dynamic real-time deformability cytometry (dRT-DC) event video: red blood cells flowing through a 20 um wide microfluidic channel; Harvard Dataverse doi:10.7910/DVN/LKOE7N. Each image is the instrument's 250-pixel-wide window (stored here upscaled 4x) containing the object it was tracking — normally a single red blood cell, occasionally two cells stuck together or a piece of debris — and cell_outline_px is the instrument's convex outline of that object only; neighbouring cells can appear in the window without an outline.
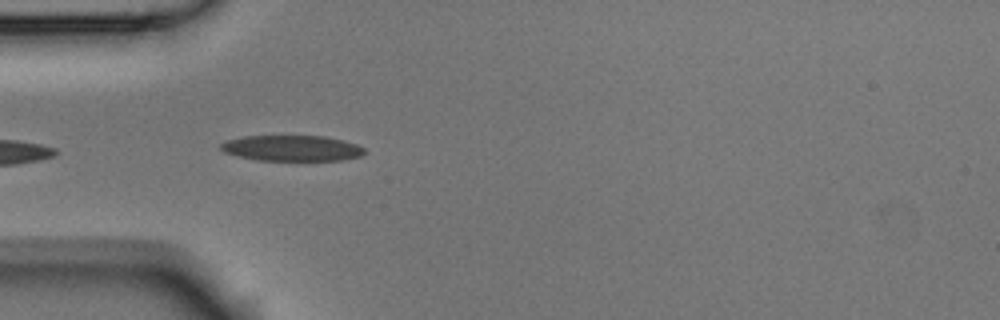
{"species": "Egyptian fruit bat (a non-hibernating species)", "species_latin": "Rousettus aegyptiacus", "temperature_condition": "room temperature", "stored_images_in_passage": 5, "camera_frame_rate_fps": 3000, "um_per_image_px": 0.085, "animal": {"sex": "male"}, "frame": {"image": 1, "passage_image": 4, "time_ms": 1.0, "image_size_px": [1000, 320], "cell_outline_px": [[364, 152], [360, 156], [340, 160], [260, 160], [240, 156], [224, 152], [220, 148], [220, 144], [228, 140], [244, 136], [324, 136], [344, 140], [356, 144], [364, 148]], "centroid_in_image_um": [24.82, 12.59], "position_along_channel_um": 60.2, "area_um2": 21.27}}
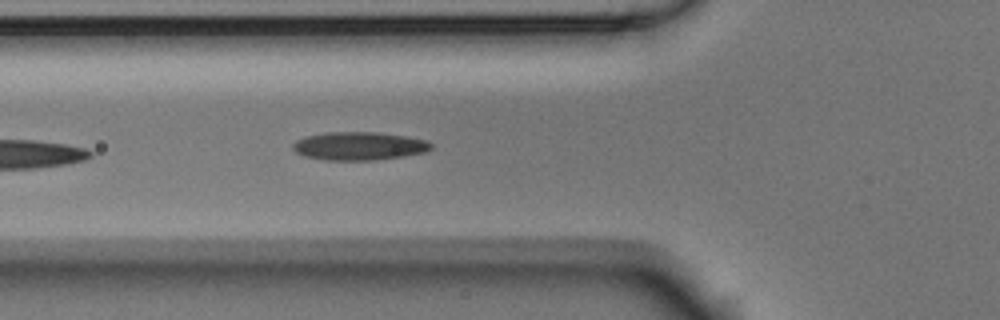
{"frame": {"image": 2, "passage_image": 5, "time_ms": 1.333, "image_size_px": [1000, 320], "cell_outline_px": [[432, 148], [424, 152], [404, 156], [372, 160], [324, 160], [304, 156], [296, 152], [292, 148], [292, 144], [296, 140], [304, 136], [324, 132], [376, 132], [408, 136], [428, 140], [432, 144]], "centroid_in_image_um": [30.5, 12.4], "position_along_channel_um": 95.3, "area_um2": 22.95}}